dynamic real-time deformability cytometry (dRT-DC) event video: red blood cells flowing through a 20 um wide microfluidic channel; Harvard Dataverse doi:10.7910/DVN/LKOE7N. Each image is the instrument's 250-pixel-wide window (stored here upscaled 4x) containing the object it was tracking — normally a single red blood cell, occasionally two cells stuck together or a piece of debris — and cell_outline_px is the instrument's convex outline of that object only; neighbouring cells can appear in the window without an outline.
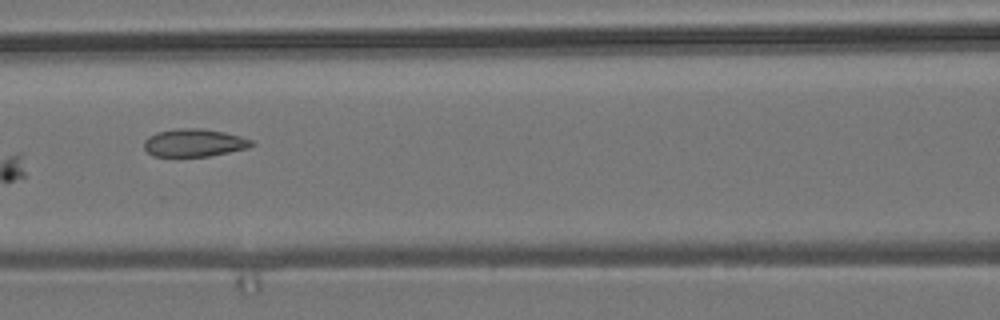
{"species": "common noctule bat (a hibernating species)", "species_latin": "Nyctalus noctula", "temperature_condition": "room temperature", "stored_images_in_passage": 9, "camera_frame_rate_fps": 3000, "um_per_image_px": 0.085, "animal": {"sex": "male", "body_mass_g": 19.2, "forearm_length_mm": 51.8}, "frame": {"image": 1, "passage_image": 9, "time_ms": 9.333, "image_size_px": [1000, 320], "cell_outline_px": [[256, 144], [248, 148], [208, 156], [152, 156], [144, 148], [144, 140], [148, 136], [156, 132], [176, 128], [204, 128], [224, 132], [240, 136], [252, 140]], "centroid_in_image_um": [16.49, 12.12], "position_along_channel_um": 150.1, "area_um2": 17.51}}